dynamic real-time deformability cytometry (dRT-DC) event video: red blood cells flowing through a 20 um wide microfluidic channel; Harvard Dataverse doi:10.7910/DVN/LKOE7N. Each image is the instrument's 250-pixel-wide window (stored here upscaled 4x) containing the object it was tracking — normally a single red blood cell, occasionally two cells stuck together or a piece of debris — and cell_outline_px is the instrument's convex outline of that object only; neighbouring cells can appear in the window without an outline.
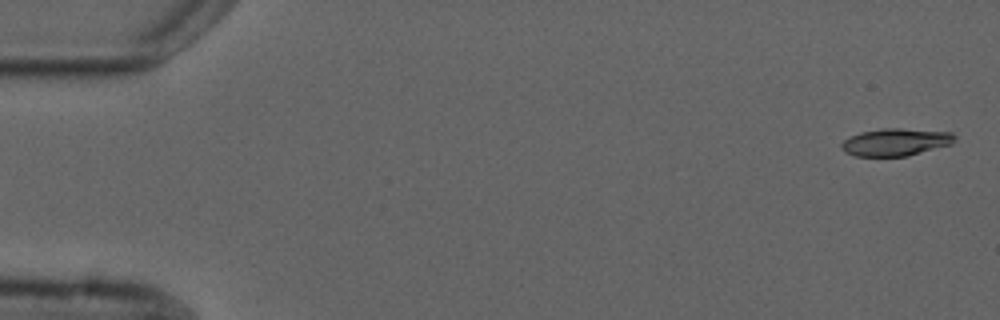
{"species": "common noctule bat (a hibernating species)", "species_latin": "Nyctalus noctula", "temperature_condition": "cold", "stored_images_in_passage": 6, "camera_frame_rate_fps": 3000, "um_per_image_px": 0.085, "animal": {"sex": "male", "forearm_length_mm": 52.5}, "frame": {"image": 1, "passage_image": 6, "time_ms": 6.0, "image_size_px": [1000, 320], "cell_outline_px": [[956, 140], [952, 144], [908, 156], [856, 156], [844, 152], [840, 148], [840, 144], [844, 140], [860, 132], [884, 128], [900, 128], [952, 132], [956, 136]], "centroid_in_image_um": [76.14, 12.08], "position_along_channel_um": 8.9, "area_um2": 18.21}}